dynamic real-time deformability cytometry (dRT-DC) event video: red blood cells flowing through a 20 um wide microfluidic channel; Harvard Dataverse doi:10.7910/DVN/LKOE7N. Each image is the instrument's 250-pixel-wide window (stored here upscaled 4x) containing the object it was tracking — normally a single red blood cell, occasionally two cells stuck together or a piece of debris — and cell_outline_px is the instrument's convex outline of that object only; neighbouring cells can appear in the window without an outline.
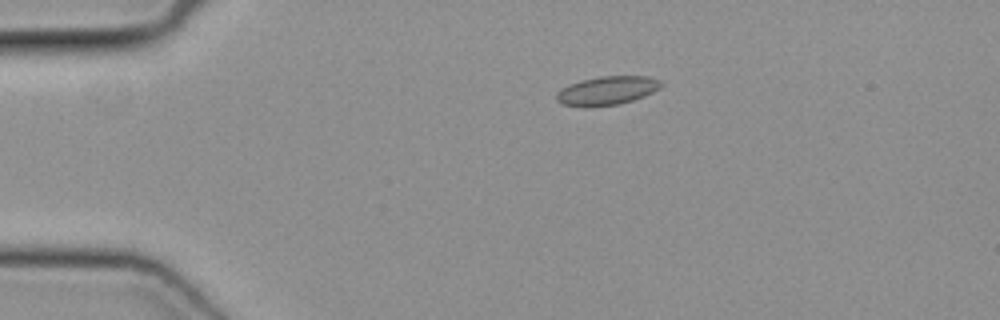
{"species": "common noctule bat (a hibernating species)", "species_latin": "Nyctalus noctula", "temperature_condition": "cold", "stored_images_in_passage": 40, "camera_frame_rate_fps": 3000, "um_per_image_px": 0.085, "animal": {"sex": "female", "body_mass_g": 19.3, "forearm_length_mm": 54.1}, "frame": {"image": 1, "passage_image": 1, "time_ms": 0.0, "image_size_px": [1000, 320], "cell_outline_px": [[664, 84], [660, 88], [644, 96], [632, 100], [616, 104], [588, 108], [580, 108], [560, 104], [556, 100], [556, 92], [560, 88], [568, 84], [580, 80], [600, 76], [648, 76], [660, 80]], "centroid_in_image_um": [51.53, 7.71], "position_along_channel_um": 33.5, "area_um2": 17.92}}
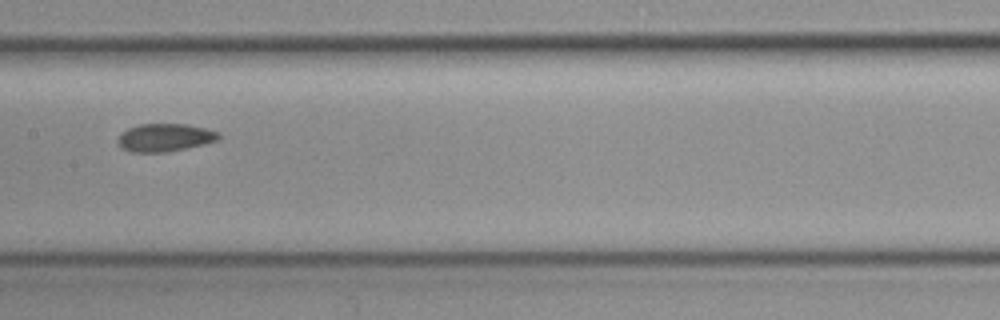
{"frame": {"image": 2, "passage_image": 16, "time_ms": 5.0, "image_size_px": [1000, 320], "cell_outline_px": [[220, 136], [216, 140], [204, 144], [164, 152], [132, 152], [120, 148], [116, 140], [120, 132], [128, 128], [140, 124], [188, 124], [220, 132]], "centroid_in_image_um": [13.95, 11.68], "position_along_channel_um": 193.4, "area_um2": 16.42}}
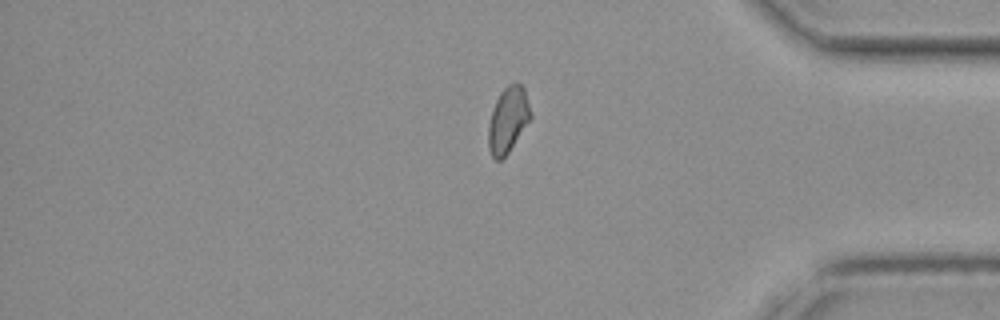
{"frame": {"image": 3, "passage_image": 32, "time_ms": 10.333, "image_size_px": [1000, 320], "cell_outline_px": [[532, 116], [508, 152], [500, 160], [496, 160], [492, 156], [488, 148], [488, 124], [492, 108], [500, 92], [508, 84], [516, 80], [524, 88], [532, 112]], "centroid_in_image_um": [43.17, 10.14], "position_along_channel_um": 392.0, "area_um2": 16.24}}